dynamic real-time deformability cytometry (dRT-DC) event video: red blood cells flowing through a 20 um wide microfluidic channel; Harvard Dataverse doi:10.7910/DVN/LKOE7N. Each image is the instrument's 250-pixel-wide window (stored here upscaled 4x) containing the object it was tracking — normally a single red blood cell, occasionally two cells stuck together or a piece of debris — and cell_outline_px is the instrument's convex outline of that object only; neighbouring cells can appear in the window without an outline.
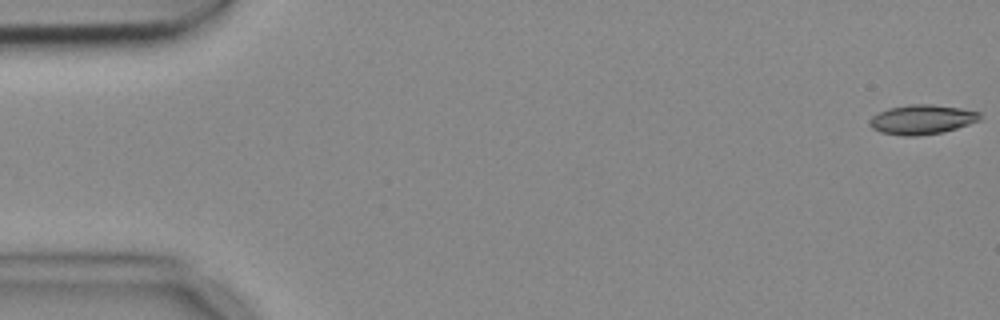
{"species": "common noctule bat (a hibernating species)", "species_latin": "Nyctalus noctula", "temperature_condition": "cold", "stored_images_in_passage": 5, "camera_frame_rate_fps": 3000, "um_per_image_px": 0.085, "animal": {"sex": "female", "body_mass_g": 18.4}, "frame": {"image": 1, "passage_image": 1, "time_ms": 0.0, "image_size_px": [1000, 320], "cell_outline_px": [[980, 120], [944, 132], [916, 136], [904, 136], [880, 132], [872, 128], [868, 124], [868, 120], [872, 116], [888, 108], [908, 104], [932, 104], [960, 108], [980, 112]], "centroid_in_image_um": [78.33, 10.16], "position_along_channel_um": 6.7, "area_um2": 19.02}}
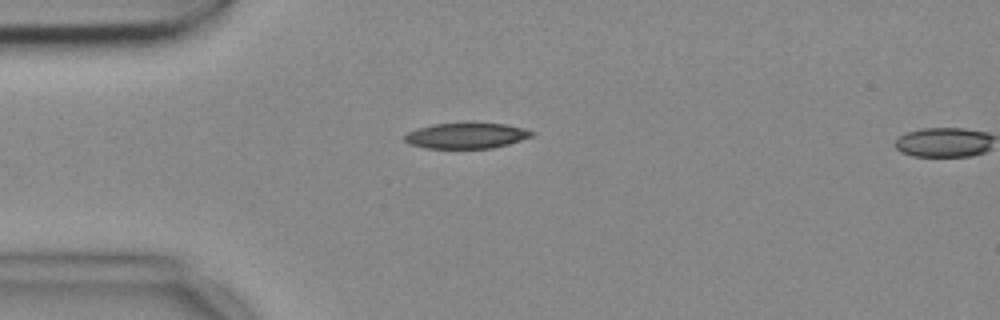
{"frame": {"image": 2, "passage_image": 4, "time_ms": 1.0, "image_size_px": [1000, 320], "cell_outline_px": [[536, 132], [532, 136], [508, 144], [492, 148], [424, 148], [408, 144], [404, 140], [404, 136], [408, 132], [432, 124], [464, 120], [472, 120], [504, 124], [524, 128]], "centroid_in_image_um": [39.64, 11.48], "position_along_channel_um": 45.4, "area_um2": 19.83}}